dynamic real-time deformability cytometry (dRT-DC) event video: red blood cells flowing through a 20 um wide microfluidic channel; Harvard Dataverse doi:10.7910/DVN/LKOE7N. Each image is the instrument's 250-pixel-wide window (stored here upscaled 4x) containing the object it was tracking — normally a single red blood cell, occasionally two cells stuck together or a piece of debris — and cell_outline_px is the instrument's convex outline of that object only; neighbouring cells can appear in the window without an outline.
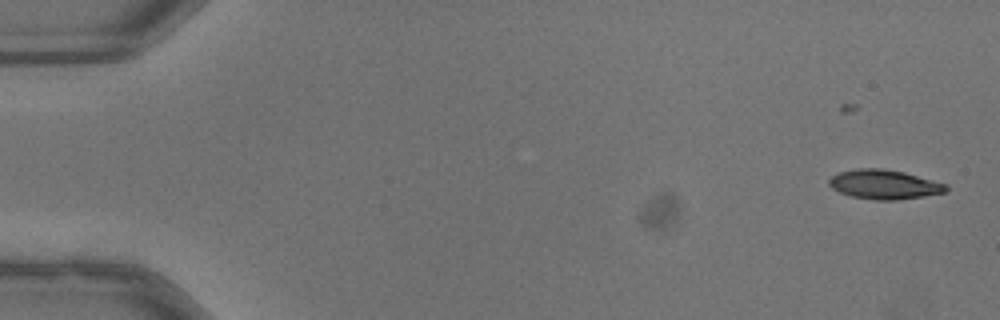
{"species": "common noctule bat (a hibernating species)", "species_latin": "Nyctalus noctula", "temperature_condition": "warm", "stored_images_in_passage": 38, "camera_frame_rate_fps": 3000, "um_per_image_px": 0.085, "animal": {"sex": "male", "body_mass_g": 13.3}, "frame": {"image": 1, "passage_image": 1, "time_ms": 0.0, "image_size_px": [1000, 320], "cell_outline_px": [[948, 188], [944, 192], [896, 200], [876, 200], [852, 196], [840, 192], [832, 188], [828, 184], [828, 180], [832, 176], [840, 172], [856, 168], [880, 168], [904, 172], [948, 184]], "centroid_in_image_um": [75.14, 15.66], "position_along_channel_um": 9.9, "area_um2": 19.83}}
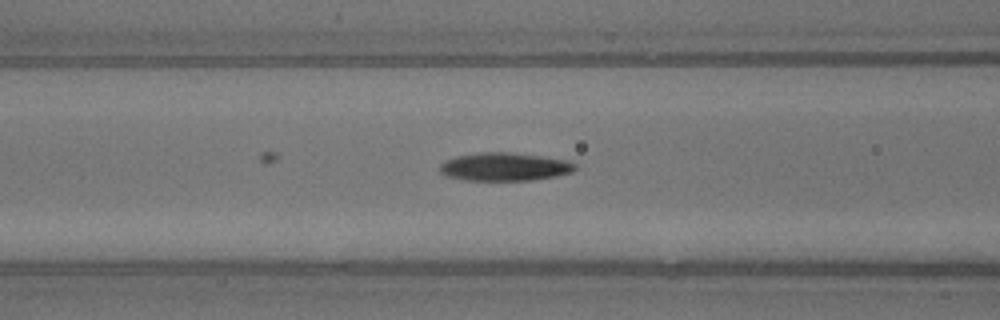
{"frame": {"image": 2, "passage_image": 21, "time_ms": 6.667, "image_size_px": [1000, 320], "cell_outline_px": [[576, 168], [572, 172], [556, 176], [532, 180], [464, 180], [448, 176], [440, 172], [440, 164], [444, 160], [456, 156], [476, 152], [512, 152], [568, 160], [576, 164]], "centroid_in_image_um": [42.88, 14.16], "position_along_channel_um": 123.7, "area_um2": 22.31}}
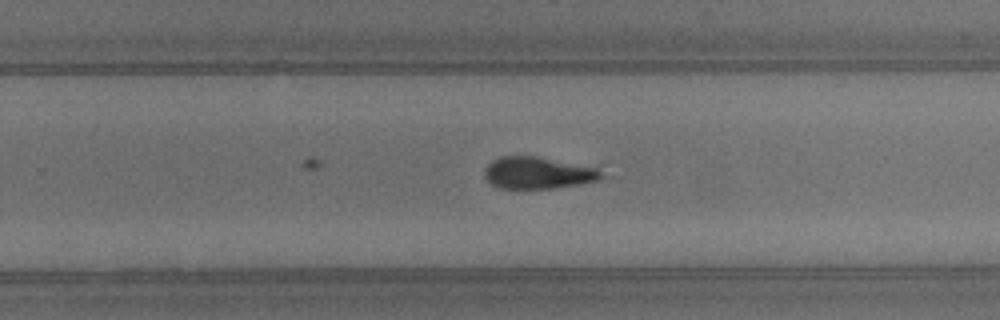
{"frame": {"image": 3, "passage_image": 33, "time_ms": 10.667, "image_size_px": [1000, 320], "cell_outline_px": [[600, 180], [580, 184], [552, 188], [500, 188], [492, 184], [484, 176], [484, 168], [492, 160], [500, 156], [536, 156], [596, 168], [600, 172]], "centroid_in_image_um": [45.66, 14.69], "position_along_channel_um": 284.1, "area_um2": 21.39}}